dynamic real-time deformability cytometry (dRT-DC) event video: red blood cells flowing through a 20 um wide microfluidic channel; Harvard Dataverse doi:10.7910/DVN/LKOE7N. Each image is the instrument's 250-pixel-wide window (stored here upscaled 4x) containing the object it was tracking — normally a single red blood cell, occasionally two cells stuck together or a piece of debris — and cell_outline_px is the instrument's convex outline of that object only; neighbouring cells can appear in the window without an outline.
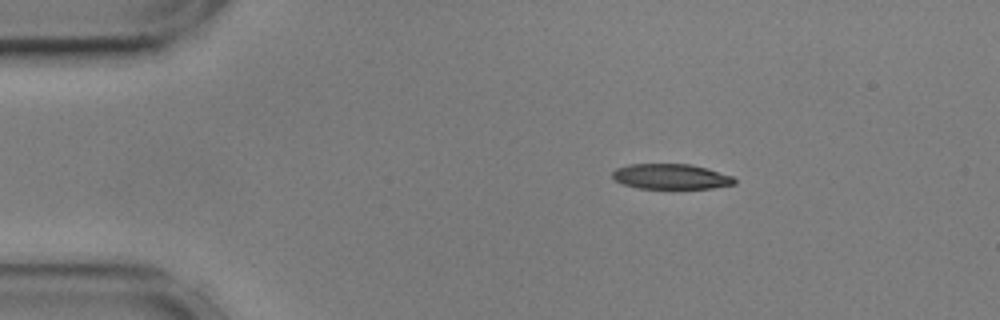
{"species": "common noctule bat (a hibernating species)", "species_latin": "Nyctalus noctula", "temperature_condition": "cold", "stored_images_in_passage": 12, "camera_frame_rate_fps": 3000, "um_per_image_px": 0.085, "animal": {"sex": "male", "body_mass_g": 17.9, "forearm_length_mm": 54.2}, "frame": {"image": 1, "passage_image": 1, "time_ms": 0.0, "image_size_px": [1000, 320], "cell_outline_px": [[736, 184], [712, 188], [640, 188], [624, 184], [616, 180], [612, 176], [612, 172], [616, 168], [628, 164], [692, 164], [708, 168], [732, 176], [736, 180]], "centroid_in_image_um": [57.05, 14.99], "position_along_channel_um": 27.9, "area_um2": 17.92}}